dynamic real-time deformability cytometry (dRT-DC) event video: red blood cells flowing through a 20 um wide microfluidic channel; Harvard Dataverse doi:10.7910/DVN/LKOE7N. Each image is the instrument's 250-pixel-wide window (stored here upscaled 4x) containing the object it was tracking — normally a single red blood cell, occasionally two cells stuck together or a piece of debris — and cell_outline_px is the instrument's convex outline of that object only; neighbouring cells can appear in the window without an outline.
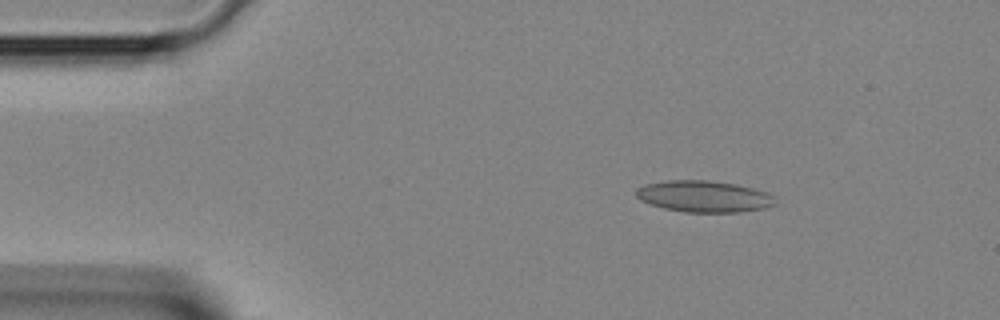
{"species": "Egyptian fruit bat (a non-hibernating species)", "species_latin": "Rousettus aegyptiacus", "temperature_condition": "room temperature", "stored_images_in_passage": 4, "segment_of_instrument_passage": [1, 2], "camera_frame_rate_fps": 3000, "um_per_image_px": 0.085, "animal": {"sex": "female"}, "frame": {"image": 1, "passage_image": 2, "time_ms": 0.333, "image_size_px": [1000, 320], "cell_outline_px": [[776, 204], [768, 208], [740, 212], [684, 212], [664, 208], [640, 200], [636, 196], [636, 188], [644, 184], [668, 180], [708, 180], [736, 184], [752, 188], [776, 196]], "centroid_in_image_um": [59.86, 16.69], "position_along_channel_um": 25.1, "area_um2": 25.66}}